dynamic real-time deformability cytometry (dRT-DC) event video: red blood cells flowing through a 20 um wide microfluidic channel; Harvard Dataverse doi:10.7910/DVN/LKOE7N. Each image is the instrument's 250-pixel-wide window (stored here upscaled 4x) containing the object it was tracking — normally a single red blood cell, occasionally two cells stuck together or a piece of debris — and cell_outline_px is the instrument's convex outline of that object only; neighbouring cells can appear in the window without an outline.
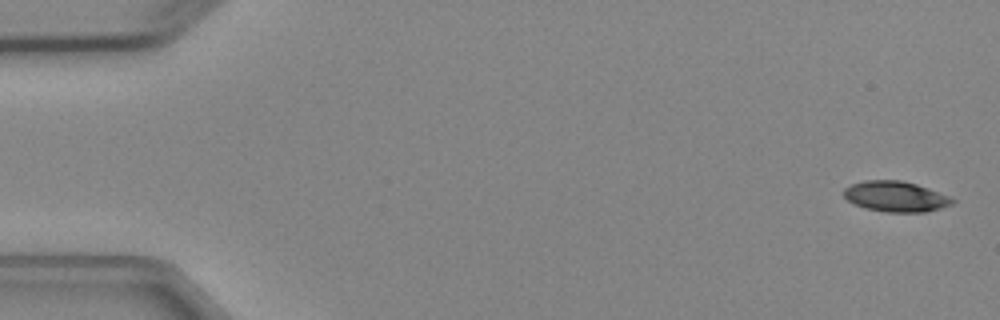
{"species": "Egyptian fruit bat (a non-hibernating species)", "species_latin": "Rousettus aegyptiacus", "temperature_condition": "cold", "stored_images_in_passage": 5, "camera_frame_rate_fps": 3000, "um_per_image_px": 0.085, "animal": {"sex": "female"}, "frame": {"image": 1, "passage_image": 1, "time_ms": 0.0, "image_size_px": [1000, 320], "cell_outline_px": [[956, 200], [952, 204], [940, 208], [924, 212], [888, 212], [864, 208], [848, 200], [844, 196], [844, 188], [852, 184], [864, 180], [900, 180], [916, 184], [928, 188], [948, 196]], "centroid_in_image_um": [76.12, 16.7], "position_along_channel_um": 8.9, "area_um2": 19.13}}
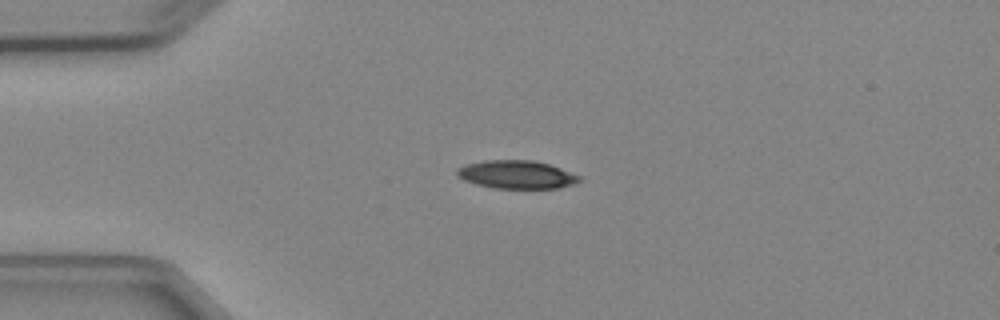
{"frame": {"image": 2, "passage_image": 4, "time_ms": 3.667, "image_size_px": [1000, 320], "cell_outline_px": [[584, 176], [576, 184], [560, 188], [492, 188], [476, 184], [464, 180], [456, 176], [456, 168], [464, 164], [484, 160], [532, 160], [548, 164]], "centroid_in_image_um": [43.91, 14.84], "position_along_channel_um": 41.1, "area_um2": 20.4}}